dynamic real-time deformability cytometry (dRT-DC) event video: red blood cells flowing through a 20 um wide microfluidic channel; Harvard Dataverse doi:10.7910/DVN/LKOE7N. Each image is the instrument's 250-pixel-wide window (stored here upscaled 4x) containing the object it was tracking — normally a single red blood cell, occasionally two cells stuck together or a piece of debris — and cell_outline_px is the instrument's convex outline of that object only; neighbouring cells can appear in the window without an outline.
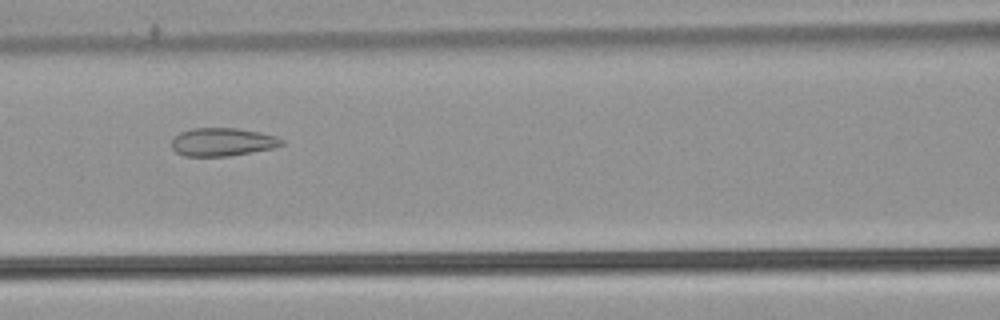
{"species": "common noctule bat (a hibernating species)", "species_latin": "Nyctalus noctula", "temperature_condition": "warm", "stored_images_in_passage": 42, "camera_frame_rate_fps": 3000, "um_per_image_px": 0.085, "animal": {"sex": "male", "body_mass_g": 21.5, "forearm_length_mm": 52.0}, "frame": {"image": 1, "passage_image": 13, "time_ms": 4.0, "image_size_px": [1000, 320], "cell_outline_px": [[284, 144], [272, 148], [252, 152], [228, 156], [184, 156], [176, 152], [172, 148], [172, 140], [180, 132], [192, 128], [236, 128], [260, 132], [276, 136], [284, 140]], "centroid_in_image_um": [18.91, 12.06], "position_along_channel_um": 147.7, "area_um2": 18.03}}
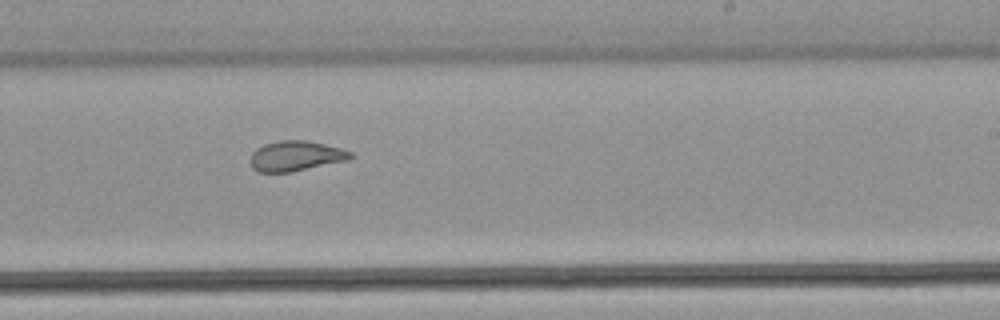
{"frame": {"image": 2, "passage_image": 22, "time_ms": 7.0, "image_size_px": [1000, 320], "cell_outline_px": [[356, 156], [348, 160], [292, 172], [256, 172], [252, 168], [248, 160], [252, 152], [256, 148], [264, 144], [280, 140], [304, 140], [324, 144], [340, 148], [352, 152]], "centroid_in_image_um": [25.11, 13.26], "position_along_channel_um": 263.9, "area_um2": 17.86}}
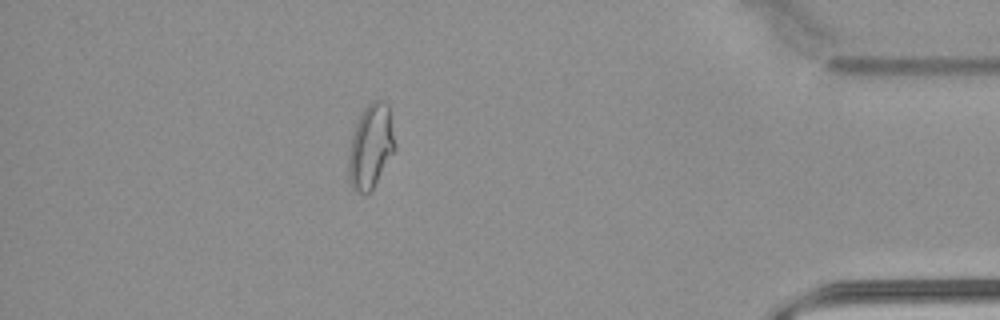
{"frame": {"image": 3, "passage_image": 36, "time_ms": 11.667, "image_size_px": [1000, 320], "cell_outline_px": [[396, 148], [372, 188], [368, 192], [356, 192], [352, 188], [348, 180], [348, 152], [352, 136], [356, 124], [364, 108], [372, 100], [384, 100], [388, 104], [396, 144]], "centroid_in_image_um": [31.5, 12.42], "position_along_channel_um": 403.7, "area_um2": 22.66}, "authors_computed_cell_mechanics": {"area_um2": 19.2763, "velocity_mm_per_s": 3.8831, "shape_relaxation_time_tau1_ms": null, "shape_relaxation_time_tau2_ms": 0.9113, "deformation_change_tau1": null, "deformation_change_tau2": 0.0718}}